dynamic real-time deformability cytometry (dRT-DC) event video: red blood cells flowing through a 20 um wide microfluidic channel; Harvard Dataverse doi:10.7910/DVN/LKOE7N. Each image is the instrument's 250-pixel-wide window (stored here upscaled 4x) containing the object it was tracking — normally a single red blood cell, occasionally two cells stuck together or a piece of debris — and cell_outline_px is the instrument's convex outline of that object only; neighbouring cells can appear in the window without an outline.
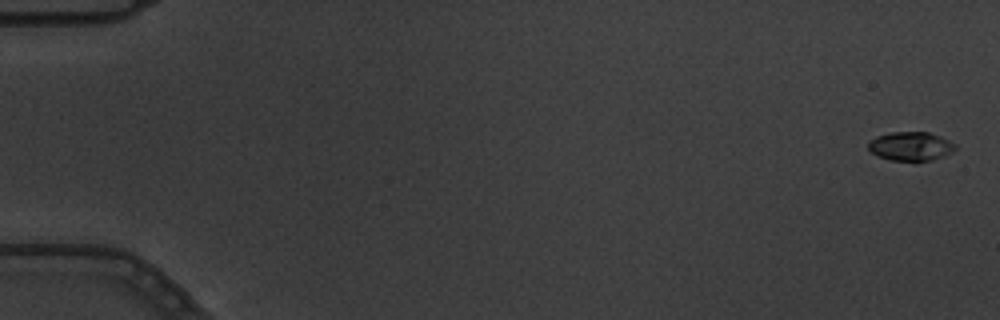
{"species": "common noctule bat (a hibernating species)", "species_latin": "Nyctalus noctula", "temperature_condition": "warm", "stored_images_in_passage": 6, "camera_frame_rate_fps": 3000, "um_per_image_px": 0.085, "animal": {"sex": "male", "body_mass_g": 19.5, "forearm_length_mm": 54.6}, "frame": {"image": 1, "passage_image": 1, "time_ms": 0.0, "image_size_px": [1000, 320], "cell_outline_px": [[956, 148], [952, 152], [944, 156], [932, 160], [916, 164], [892, 160], [876, 156], [868, 148], [868, 144], [876, 136], [892, 132], [928, 132], [940, 136], [956, 144]], "centroid_in_image_um": [77.43, 12.47], "position_along_channel_um": 7.6, "area_um2": 15.09}}
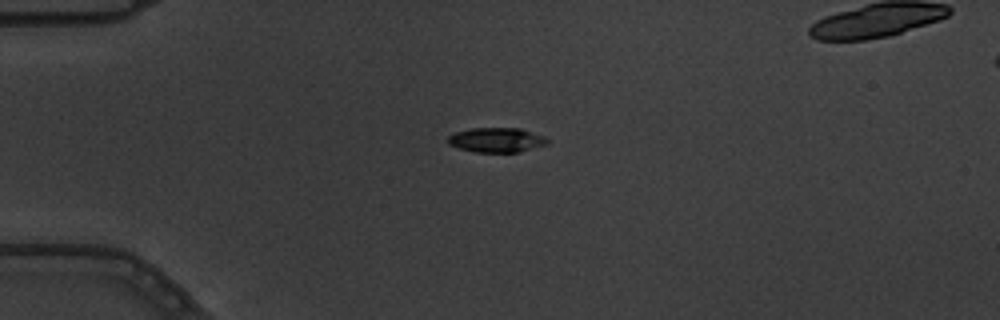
{"frame": {"image": 2, "passage_image": 5, "time_ms": 1.333, "image_size_px": [1000, 320], "cell_outline_px": [[548, 144], [520, 152], [476, 152], [460, 148], [448, 144], [448, 136], [456, 132], [472, 128], [520, 128], [544, 136], [548, 140]], "centroid_in_image_um": [42.22, 11.9], "position_along_channel_um": 42.8, "area_um2": 14.22}}